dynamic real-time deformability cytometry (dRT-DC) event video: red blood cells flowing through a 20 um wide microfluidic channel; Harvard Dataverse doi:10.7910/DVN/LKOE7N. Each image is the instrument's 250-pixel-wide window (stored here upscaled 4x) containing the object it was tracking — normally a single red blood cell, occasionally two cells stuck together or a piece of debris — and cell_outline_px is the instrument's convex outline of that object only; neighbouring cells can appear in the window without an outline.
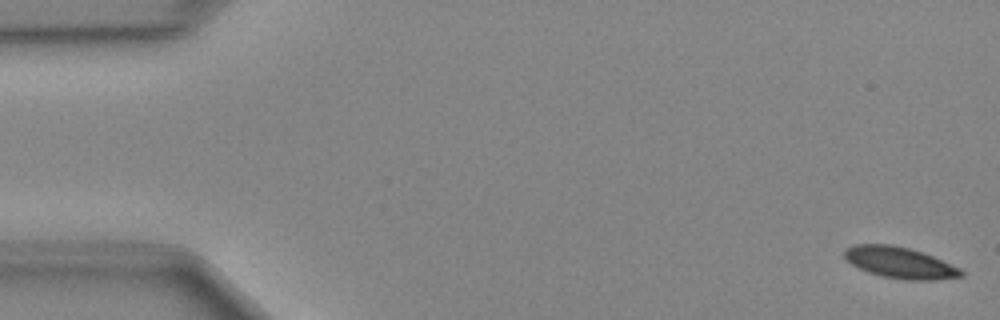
{"species": "Egyptian fruit bat (a non-hibernating species)", "species_latin": "Rousettus aegyptiacus", "temperature_condition": "cold", "stored_images_in_passage": 49, "camera_frame_rate_fps": 3000, "um_per_image_px": 0.085, "animal": {"sex": "female"}, "frame": {"image": 1, "passage_image": 1, "time_ms": 0.0, "image_size_px": [1000, 320], "cell_outline_px": [[964, 276], [936, 280], [908, 280], [884, 276], [868, 272], [852, 264], [844, 256], [844, 248], [856, 244], [892, 244], [908, 248], [932, 256], [960, 268], [964, 272]], "centroid_in_image_um": [76.49, 22.32], "position_along_channel_um": 8.5, "area_um2": 21.04}}
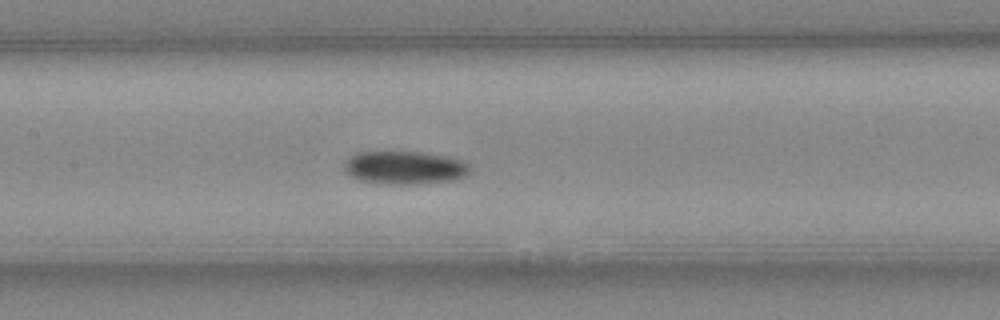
{"frame": {"image": 2, "passage_image": 23, "time_ms": 7.333, "image_size_px": [1000, 320], "cell_outline_px": [[472, 168], [468, 176], [456, 180], [416, 184], [388, 184], [360, 180], [352, 176], [344, 168], [344, 164], [356, 152], [420, 152], [444, 156], [464, 160]], "centroid_in_image_um": [34.49, 14.26], "position_along_channel_um": 172.9, "area_um2": 24.28}}
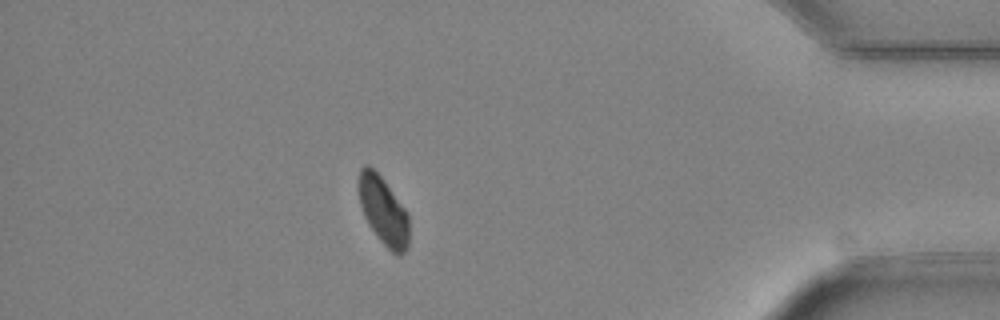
{"frame": {"image": 3, "passage_image": 43, "time_ms": 14.0, "image_size_px": [1000, 320], "cell_outline_px": [[408, 248], [400, 256], [392, 252], [380, 240], [368, 224], [364, 216], [360, 204], [356, 184], [360, 168], [364, 164], [368, 164], [384, 180], [408, 212]], "centroid_in_image_um": [32.55, 17.88], "position_along_channel_um": 402.6, "area_um2": 20.23}}